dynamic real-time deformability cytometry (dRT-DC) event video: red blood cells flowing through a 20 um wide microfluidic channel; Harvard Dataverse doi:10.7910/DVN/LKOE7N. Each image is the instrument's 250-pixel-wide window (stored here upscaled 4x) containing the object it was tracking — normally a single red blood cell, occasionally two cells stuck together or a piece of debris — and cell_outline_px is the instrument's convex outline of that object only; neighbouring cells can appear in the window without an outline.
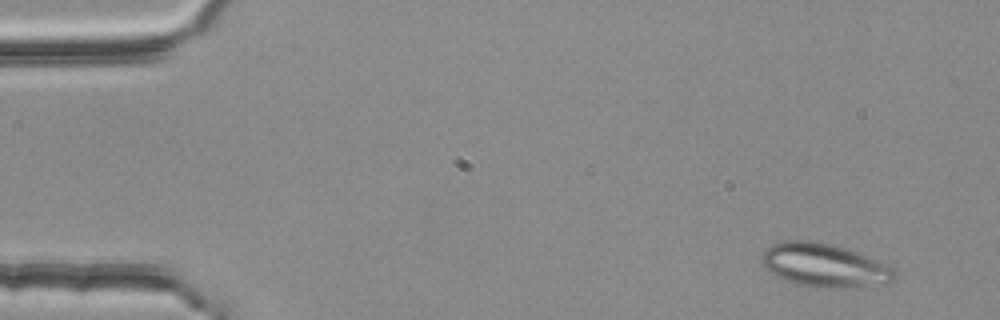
{"species": "common noctule bat (a hibernating species)", "species_latin": "Nyctalus noctula", "temperature_condition": "room temperature", "stored_images_in_passage": 4, "camera_frame_rate_fps": 3000, "um_per_image_px": 0.085, "animal": {"sex": "female", "body_mass_g": 25.1}, "frame": {"image": 1, "passage_image": 1, "time_ms": 0.0, "image_size_px": [1000, 320], "cell_outline_px": [[896, 280], [848, 288], [824, 288], [796, 284], [784, 280], [776, 276], [760, 260], [760, 256], [772, 244], [788, 240], [808, 240], [828, 244], [844, 248], [880, 260], [888, 264], [896, 272]], "centroid_in_image_um": [70.07, 22.55], "position_along_channel_um": 14.9, "area_um2": 33.35}}